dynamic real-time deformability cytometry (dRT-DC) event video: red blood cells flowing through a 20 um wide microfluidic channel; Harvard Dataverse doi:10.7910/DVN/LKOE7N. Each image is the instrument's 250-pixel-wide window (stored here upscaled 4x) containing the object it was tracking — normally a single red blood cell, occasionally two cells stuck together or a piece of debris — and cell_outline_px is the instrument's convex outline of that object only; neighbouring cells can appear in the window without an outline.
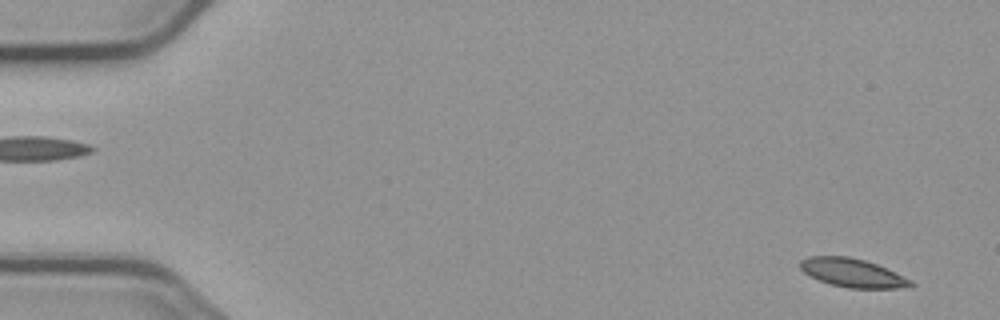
{"species": "common noctule bat (a hibernating species)", "species_latin": "Nyctalus noctula", "temperature_condition": "cold", "stored_images_in_passage": 56, "camera_frame_rate_fps": 3000, "um_per_image_px": 0.085, "animal": {"sex": "male", "body_mass_g": 23.1, "forearm_length_mm": 52.7}, "frame": {"image": 1, "passage_image": 3, "time_ms": 0.667, "image_size_px": [1000, 320], "cell_outline_px": [[916, 284], [912, 288], [848, 288], [828, 284], [804, 272], [800, 268], [800, 260], [808, 256], [848, 256], [864, 260], [876, 264], [912, 280]], "centroid_in_image_um": [72.49, 23.2], "position_along_channel_um": 12.5, "area_um2": 18.44}}
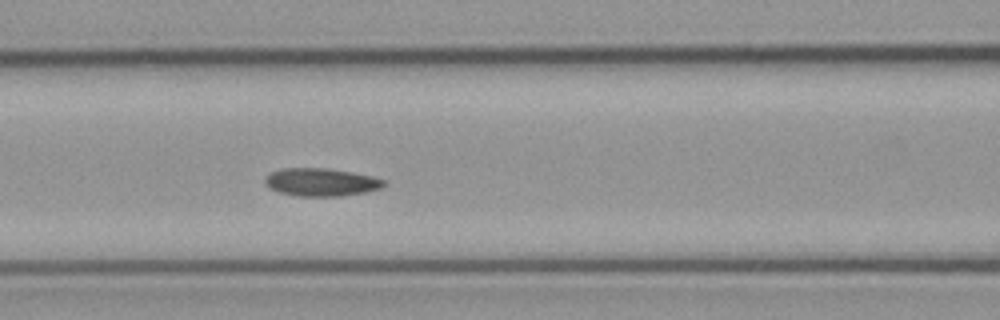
{"frame": {"image": 2, "passage_image": 24, "time_ms": 7.667, "image_size_px": [1000, 320], "cell_outline_px": [[388, 184], [384, 188], [368, 192], [340, 196], [296, 196], [280, 192], [268, 188], [264, 180], [264, 176], [268, 172], [280, 168], [324, 168], [352, 172], [372, 176], [384, 180]], "centroid_in_image_um": [27.29, 15.48], "position_along_channel_um": 139.3, "area_um2": 19.71}}
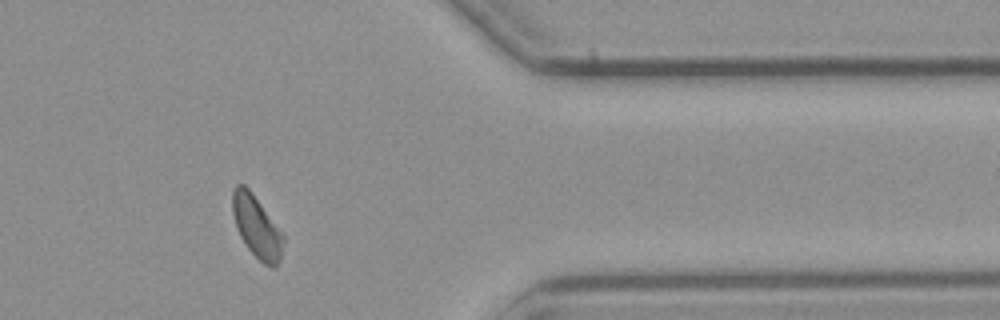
{"frame": {"image": 3, "passage_image": 46, "time_ms": 15.0, "image_size_px": [1000, 320], "cell_outline_px": [[284, 240], [280, 260], [276, 268], [272, 268], [264, 264], [248, 248], [240, 236], [236, 228], [232, 212], [232, 188], [236, 184], [244, 184], [252, 192], [284, 232]], "centroid_in_image_um": [21.83, 19.25], "position_along_channel_um": 389.6, "area_um2": 18.73}, "authors_computed_cell_mechanics": {"area_um2": 18.7272, "velocity_mm_per_s": 3.682, "shape_relaxation_time_tau1_ms": 5.5575, "shape_relaxation_time_tau2_ms": 3.3661, "deformation_change_tau1": 0.1226, "deformation_change_tau2": 0.0867}}